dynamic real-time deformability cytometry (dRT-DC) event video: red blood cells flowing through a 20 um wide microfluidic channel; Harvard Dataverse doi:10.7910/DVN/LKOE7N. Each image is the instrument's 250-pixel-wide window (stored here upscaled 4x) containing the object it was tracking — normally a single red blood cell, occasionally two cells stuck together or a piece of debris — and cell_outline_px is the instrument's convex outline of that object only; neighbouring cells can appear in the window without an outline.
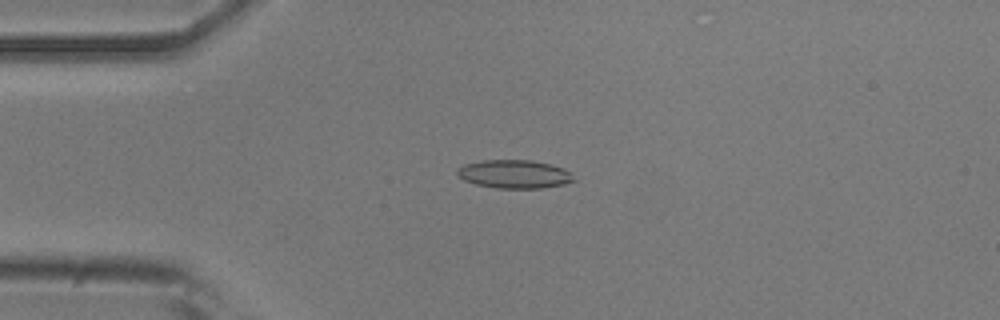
{"species": "common noctule bat (a hibernating species)", "species_latin": "Nyctalus noctula", "temperature_condition": "room temperature", "stored_images_in_passage": 52, "camera_frame_rate_fps": 3000, "um_per_image_px": 0.085, "animal": {"sex": "male", "body_mass_g": 20.5, "forearm_length_mm": 52.5}, "frame": {"image": 1, "passage_image": 11, "time_ms": 3.333, "image_size_px": [1000, 320], "cell_outline_px": [[576, 180], [564, 184], [540, 188], [496, 188], [476, 184], [464, 180], [456, 176], [456, 168], [464, 164], [480, 160], [532, 160], [552, 164], [564, 168]], "centroid_in_image_um": [43.67, 14.79], "position_along_channel_um": 41.3, "area_um2": 19.42}}
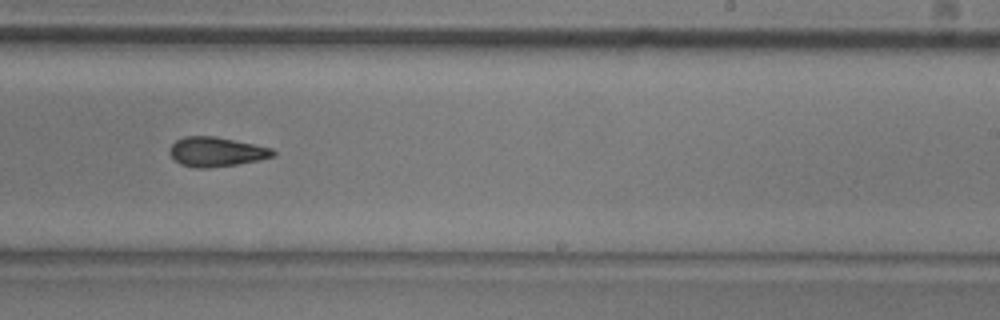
{"frame": {"image": 2, "passage_image": 31, "time_ms": 10.0, "image_size_px": [1000, 320], "cell_outline_px": [[276, 156], [260, 160], [236, 164], [208, 168], [196, 168], [180, 164], [168, 152], [168, 148], [176, 140], [184, 136], [216, 136], [272, 148], [276, 152]], "centroid_in_image_um": [18.39, 12.9], "position_along_channel_um": 270.6, "area_um2": 17.86}}
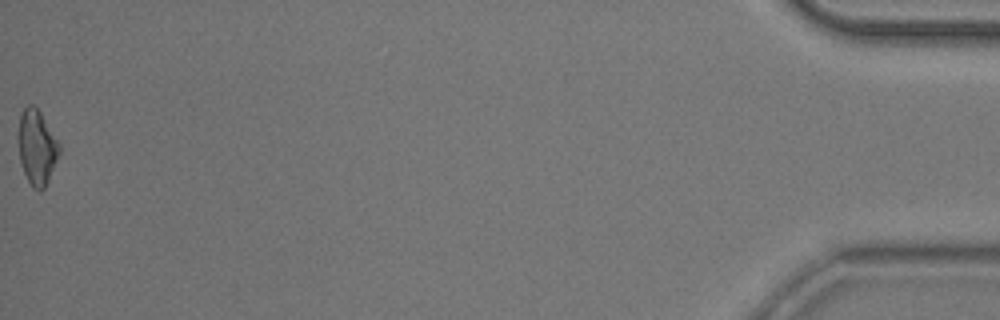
{"frame": {"image": 3, "passage_image": 52, "time_ms": 17.0, "image_size_px": [1000, 320], "cell_outline_px": [[60, 152], [48, 180], [44, 188], [40, 192], [32, 188], [24, 172], [20, 160], [16, 140], [16, 136], [20, 116], [24, 108], [28, 104], [32, 104], [40, 112], [60, 144]], "centroid_in_image_um": [3.1, 12.52], "position_along_channel_um": 432.1, "area_um2": 18.03}, "authors_computed_cell_mechanics": {"area_um2": 17.8602, "velocity_mm_per_s": 3.7585, "shape_relaxation_time_tau1_ms": null, "shape_relaxation_time_tau2_ms": 3.721, "deformation_change_tau1": null, "deformation_change_tau2": 0.1146}}